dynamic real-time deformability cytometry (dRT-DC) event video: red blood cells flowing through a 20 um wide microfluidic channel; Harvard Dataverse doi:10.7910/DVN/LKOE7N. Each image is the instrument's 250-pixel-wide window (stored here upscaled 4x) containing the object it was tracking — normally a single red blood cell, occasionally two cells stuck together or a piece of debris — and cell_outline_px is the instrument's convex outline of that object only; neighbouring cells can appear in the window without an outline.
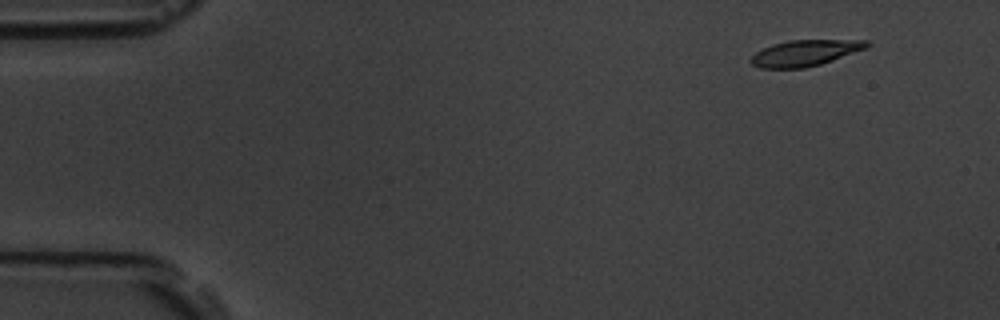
{"species": "common noctule bat (a hibernating species)", "species_latin": "Nyctalus noctula", "temperature_condition": "room temperature", "stored_images_in_passage": 6, "segment_of_instrument_passage": [2, 2], "camera_frame_rate_fps": 3000, "um_per_image_px": 0.085, "animal": {"sex": "male", "body_mass_g": 19.5, "forearm_length_mm": 54.6}, "frame": {"image": 1, "passage_image": 6, "time_ms": 6.333, "image_size_px": [1000, 320], "cell_outline_px": [[872, 44], [868, 48], [820, 64], [804, 68], [760, 68], [752, 64], [748, 60], [756, 52], [772, 44], [788, 40], [868, 40]], "centroid_in_image_um": [68.44, 4.49], "position_along_channel_um": 16.6, "area_um2": 17.63}}